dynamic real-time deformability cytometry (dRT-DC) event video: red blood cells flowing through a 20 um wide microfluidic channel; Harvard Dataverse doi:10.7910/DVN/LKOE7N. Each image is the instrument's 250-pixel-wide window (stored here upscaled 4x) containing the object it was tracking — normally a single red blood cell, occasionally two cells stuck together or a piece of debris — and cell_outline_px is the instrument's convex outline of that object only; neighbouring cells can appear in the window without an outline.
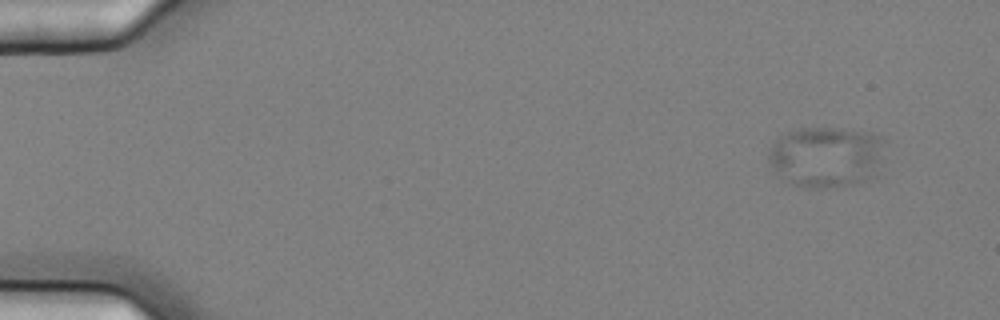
{"species": "common noctule bat (a hibernating species)", "species_latin": "Nyctalus noctula", "temperature_condition": "cold", "stored_images_in_passage": 54, "camera_frame_rate_fps": 3000, "um_per_image_px": 0.085, "animal": {"sex": "female", "body_mass_g": 25.1}, "frame": {"image": 1, "passage_image": 1, "time_ms": 0.0, "image_size_px": [1000, 320], "cell_outline_px": [[884, 140], [880, 176], [876, 180], [856, 184], [824, 188], [800, 188], [792, 184], [776, 172], [768, 164], [768, 152], [772, 144], [780, 136], [788, 132], [800, 128], [840, 128], [872, 132]], "centroid_in_image_um": [70.3, 13.36], "position_along_channel_um": 14.7, "area_um2": 42.43}}
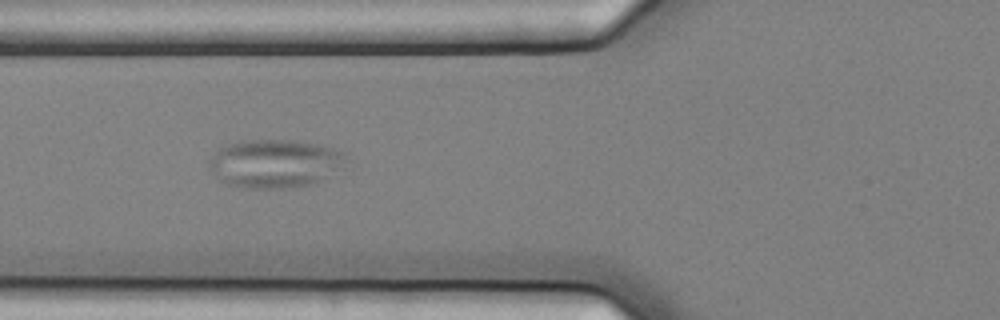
{"frame": {"image": 2, "passage_image": 19, "time_ms": 6.0, "image_size_px": [1000, 320], "cell_outline_px": [[348, 160], [328, 180], [312, 184], [280, 188], [244, 188], [224, 184], [216, 176], [208, 164], [208, 160], [220, 148], [228, 144], [240, 140], [292, 140], [316, 144], [332, 148], [340, 152]], "centroid_in_image_um": [23.36, 13.91], "position_along_channel_um": 102.4, "area_um2": 38.73}}
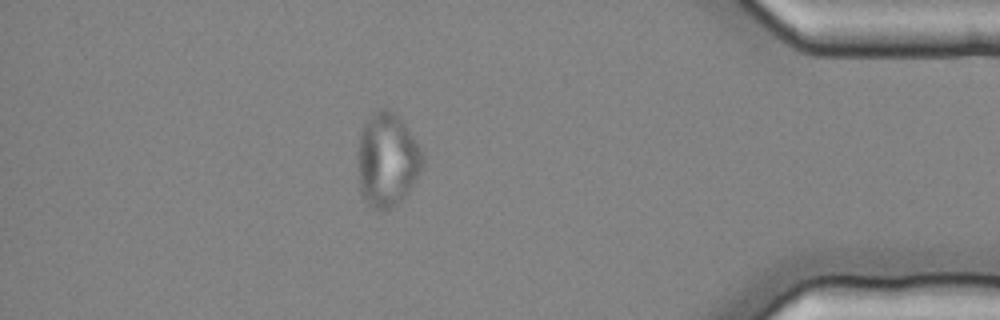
{"frame": {"image": 3, "passage_image": 47, "time_ms": 15.333, "image_size_px": [1000, 320], "cell_outline_px": [[424, 164], [408, 192], [396, 204], [384, 212], [380, 212], [372, 208], [368, 204], [360, 192], [356, 156], [360, 132], [364, 124], [380, 108], [388, 108], [396, 112], [404, 120], [420, 148], [424, 156]], "centroid_in_image_um": [32.89, 13.58], "position_along_channel_um": 402.3, "area_um2": 36.01}}